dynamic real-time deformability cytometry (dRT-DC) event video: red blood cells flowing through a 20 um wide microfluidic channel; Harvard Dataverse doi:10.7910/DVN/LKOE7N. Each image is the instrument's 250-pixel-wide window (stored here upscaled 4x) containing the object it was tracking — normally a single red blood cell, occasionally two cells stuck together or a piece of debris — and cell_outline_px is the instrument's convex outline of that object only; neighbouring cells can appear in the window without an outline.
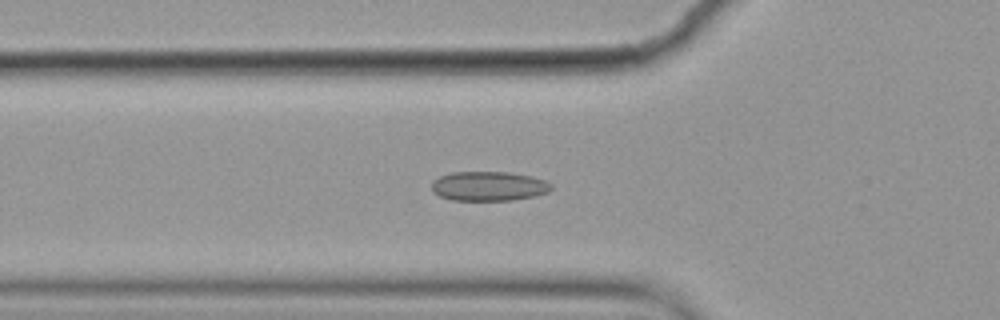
{"species": "common noctule bat (a hibernating species)", "species_latin": "Nyctalus noctula", "temperature_condition": "cold", "stored_images_in_passage": 50, "camera_frame_rate_fps": 3000, "um_per_image_px": 0.085, "animal": {"sex": "female", "body_mass_g": 19.9}, "frame": {"image": 1, "passage_image": 13, "time_ms": 4.0, "image_size_px": [1000, 320], "cell_outline_px": [[552, 188], [548, 192], [536, 196], [512, 200], [452, 200], [440, 196], [432, 192], [432, 180], [440, 176], [452, 172], [508, 172], [532, 176], [544, 180], [552, 184]], "centroid_in_image_um": [41.54, 15.82], "position_along_channel_um": 84.3, "area_um2": 20.63}}
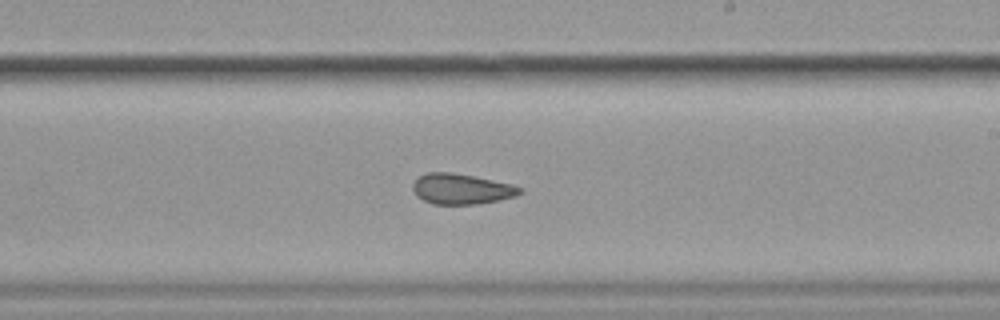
{"frame": {"image": 2, "passage_image": 27, "time_ms": 8.667, "image_size_px": [1000, 320], "cell_outline_px": [[524, 192], [516, 196], [500, 200], [476, 204], [432, 204], [416, 196], [412, 188], [412, 184], [424, 172], [452, 172], [512, 184], [524, 188]], "centroid_in_image_um": [39.23, 16.06], "position_along_channel_um": 249.8, "area_um2": 19.13}}
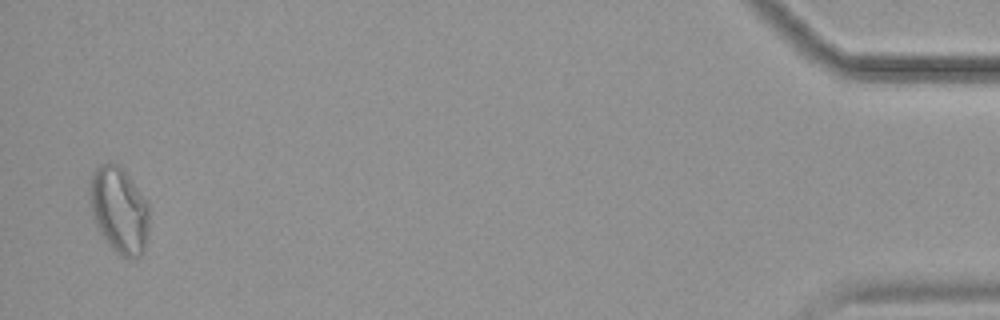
{"frame": {"image": 3, "passage_image": 49, "time_ms": 16.0, "image_size_px": [1000, 320], "cell_outline_px": [[148, 236], [144, 252], [136, 260], [128, 260], [120, 256], [108, 244], [100, 232], [96, 224], [92, 212], [88, 192], [88, 180], [92, 172], [100, 164], [120, 164], [148, 204]], "centroid_in_image_um": [10.12, 17.89], "position_along_channel_um": 425.1, "area_um2": 30.23}, "authors_computed_cell_mechanics": {"area_um2": 20.7791, "velocity_mm_per_s": 3.5441, "shape_relaxation_time_tau1_ms": null, "shape_relaxation_time_tau2_ms": 2.4353, "deformation_change_tau1": null, "deformation_change_tau2": 0.0941}}